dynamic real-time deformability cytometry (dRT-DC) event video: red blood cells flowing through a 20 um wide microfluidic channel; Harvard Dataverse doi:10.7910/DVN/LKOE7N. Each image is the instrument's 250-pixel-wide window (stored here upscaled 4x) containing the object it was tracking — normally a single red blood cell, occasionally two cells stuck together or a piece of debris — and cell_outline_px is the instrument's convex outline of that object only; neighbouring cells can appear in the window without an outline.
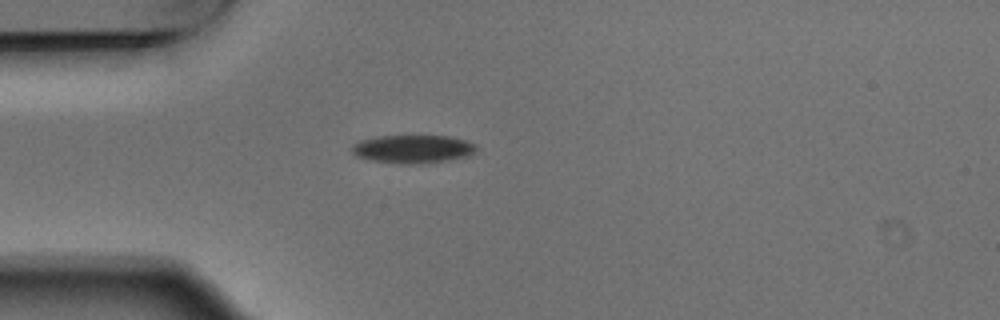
{"species": "Egyptian fruit bat (a non-hibernating species)", "species_latin": "Rousettus aegyptiacus", "temperature_condition": "warm", "stored_images_in_passage": 1, "camera_frame_rate_fps": 3000, "um_per_image_px": 0.085, "animal": {"sex": "male"}, "frame": {"image": 1, "passage_image": 1, "time_ms": 0.0, "image_size_px": [1000, 320], "cell_outline_px": [[476, 148], [468, 156], [428, 164], [392, 164], [372, 160], [356, 156], [352, 152], [352, 144], [360, 140], [380, 136], [448, 136], [464, 140], [476, 144]], "centroid_in_image_um": [35.06, 12.68], "position_along_channel_um": 49.9, "area_um2": 20.58}}